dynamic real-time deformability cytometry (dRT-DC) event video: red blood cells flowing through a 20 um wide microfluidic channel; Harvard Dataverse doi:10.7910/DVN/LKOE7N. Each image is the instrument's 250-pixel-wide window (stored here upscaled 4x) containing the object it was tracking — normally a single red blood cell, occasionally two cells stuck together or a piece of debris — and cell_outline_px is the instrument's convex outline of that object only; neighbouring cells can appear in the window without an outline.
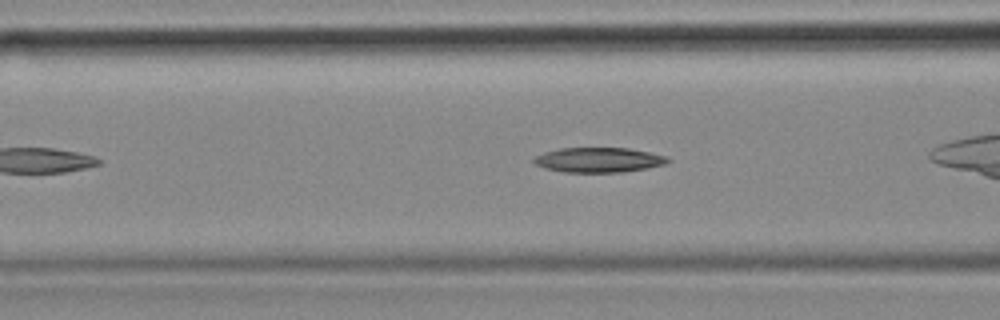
{"species": "common noctule bat (a hibernating species)", "species_latin": "Nyctalus noctula", "temperature_condition": "cold", "stored_images_in_passage": 33, "camera_frame_rate_fps": 3000, "um_per_image_px": 0.085, "animal": {"sex": "female", "body_mass_g": 18.4}, "frame": {"image": 1, "passage_image": 10, "time_ms": 3.0, "image_size_px": [1000, 320], "cell_outline_px": [[672, 160], [664, 164], [648, 168], [624, 172], [564, 172], [544, 168], [536, 164], [532, 160], [536, 156], [544, 152], [560, 148], [628, 148], [668, 156]], "centroid_in_image_um": [50.91, 13.59], "position_along_channel_um": 115.7, "area_um2": 19.42}}